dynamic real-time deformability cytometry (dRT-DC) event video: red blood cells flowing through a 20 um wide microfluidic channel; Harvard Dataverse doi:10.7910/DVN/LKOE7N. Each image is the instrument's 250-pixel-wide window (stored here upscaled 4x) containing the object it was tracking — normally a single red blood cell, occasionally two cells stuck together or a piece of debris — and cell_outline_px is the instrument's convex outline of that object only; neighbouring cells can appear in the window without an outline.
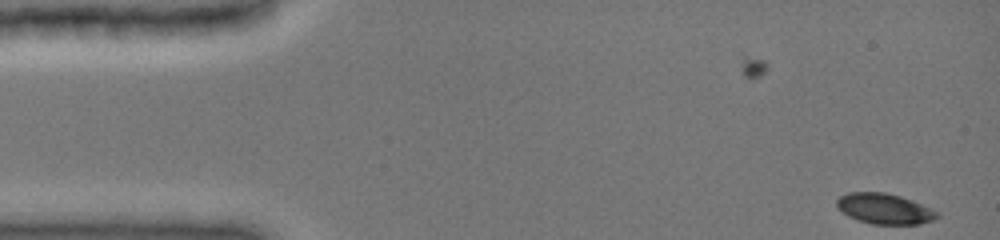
{"species": "common noctule bat (a hibernating species)", "species_latin": "Nyctalus noctula", "temperature_condition": "cold", "stored_images_in_passage": 43, "camera_frame_rate_fps": 3000, "um_per_image_px": 0.085, "animal": {"sex": "female", "body_mass_g": 19.0, "forearm_length_mm": 51.5}, "frame": {"image": 1, "passage_image": 1, "time_ms": 0.0, "image_size_px": [1000, 240], "cell_outline_px": [[940, 216], [936, 220], [920, 224], [872, 224], [848, 216], [836, 204], [836, 200], [840, 196], [848, 192], [884, 192], [900, 196], [912, 200], [936, 212]], "centroid_in_image_um": [75.19, 17.74], "position_along_channel_um": 9.8, "area_um2": 17.63}}
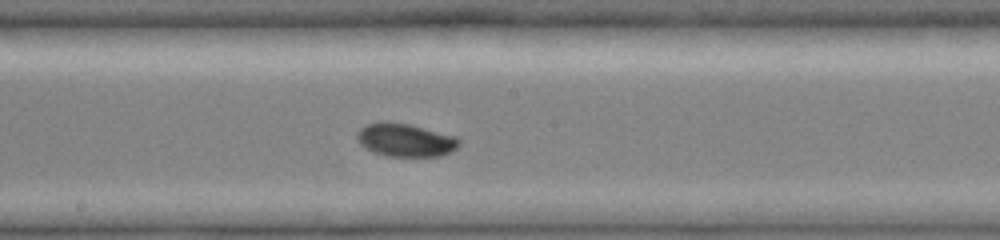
{"frame": {"image": 2, "passage_image": 25, "time_ms": 8.0, "image_size_px": [1000, 240], "cell_outline_px": [[460, 144], [452, 152], [440, 156], [384, 156], [372, 152], [364, 148], [356, 140], [356, 132], [360, 128], [368, 124], [384, 120], [388, 120], [408, 124], [456, 136], [460, 140]], "centroid_in_image_um": [34.42, 11.9], "position_along_channel_um": 213.8, "area_um2": 20.06}}
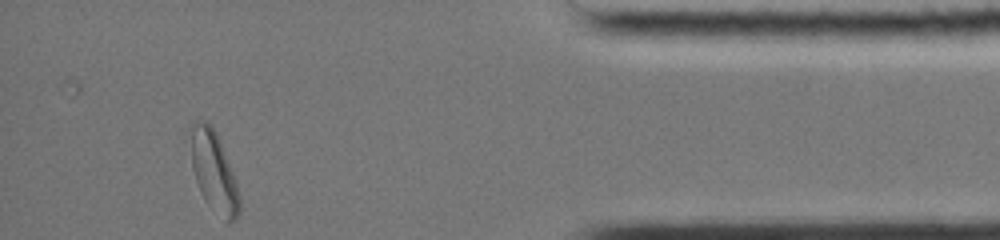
{"frame": {"image": 3, "passage_image": 43, "time_ms": 14.0, "image_size_px": [1000, 240], "cell_outline_px": [[240, 212], [232, 220], [228, 220], [208, 204], [200, 192], [192, 168], [184, 132], [192, 120], [204, 120], [212, 124], [220, 140], [232, 172], [240, 196]], "centroid_in_image_um": [18.05, 14.36], "position_along_channel_um": 417.2, "area_um2": 23.47}, "authors_computed_cell_mechanics": {"area_um2": 18.9584, "velocity_mm_per_s": 3.9493, "shape_relaxation_time_tau1_ms": 4.6699, "shape_relaxation_time_tau2_ms": null, "deformation_change_tau1": 0.1121, "deformation_change_tau2": null}}